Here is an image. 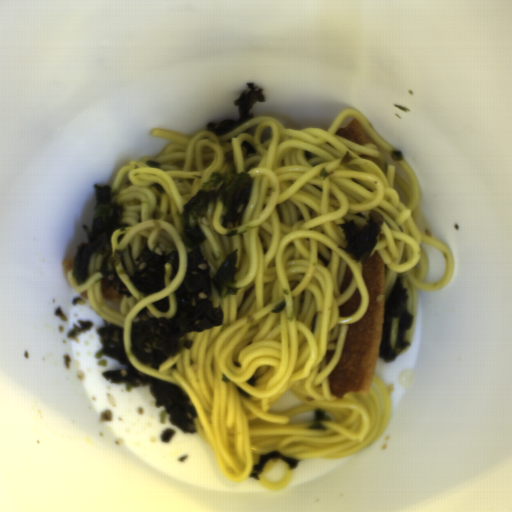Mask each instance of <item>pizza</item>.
<instances>
[{"instance_id":"pizza-1","label":"pizza","mask_w":512,"mask_h":512,"mask_svg":"<svg viewBox=\"0 0 512 512\" xmlns=\"http://www.w3.org/2000/svg\"><path fill=\"white\" fill-rule=\"evenodd\" d=\"M369 307L364 316L348 326L341 357L328 378L331 394L343 397L349 392H369L380 358L386 298L385 263L378 251L362 269Z\"/></svg>"}]
</instances>
